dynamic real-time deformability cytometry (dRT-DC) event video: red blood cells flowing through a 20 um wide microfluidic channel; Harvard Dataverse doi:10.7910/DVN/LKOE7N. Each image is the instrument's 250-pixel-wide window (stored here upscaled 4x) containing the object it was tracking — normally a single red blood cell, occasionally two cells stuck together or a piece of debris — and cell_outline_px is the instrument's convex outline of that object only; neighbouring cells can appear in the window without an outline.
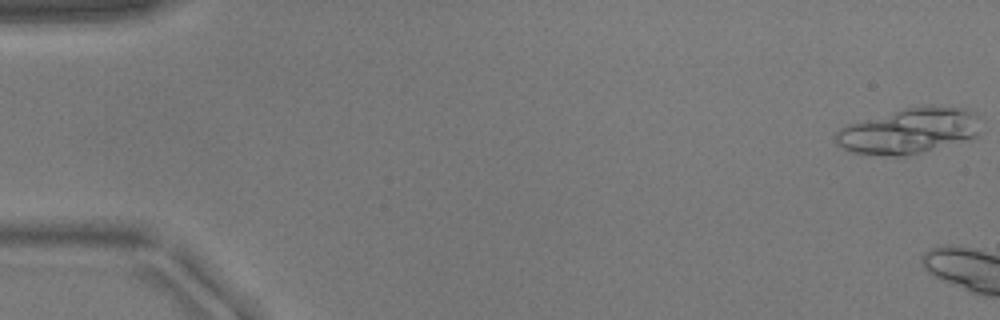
{"species": "common noctule bat (a hibernating species)", "species_latin": "Nyctalus noctula", "temperature_condition": "warm", "stored_images_in_passage": 9, "camera_frame_rate_fps": 3000, "um_per_image_px": 0.085, "animal": {"sex": "male", "body_mass_g": 17.9}, "frame": {"image": 1, "passage_image": 1, "time_ms": 0.0, "image_size_px": [1000, 320], "cell_outline_px": [[984, 120], [980, 136], [972, 140], [900, 156], [892, 156], [852, 152], [836, 144], [836, 132], [844, 124], [904, 108], [932, 104], [964, 108], [976, 112]], "centroid_in_image_um": [77.39, 11.09], "position_along_channel_um": 7.6, "area_um2": 39.42}}